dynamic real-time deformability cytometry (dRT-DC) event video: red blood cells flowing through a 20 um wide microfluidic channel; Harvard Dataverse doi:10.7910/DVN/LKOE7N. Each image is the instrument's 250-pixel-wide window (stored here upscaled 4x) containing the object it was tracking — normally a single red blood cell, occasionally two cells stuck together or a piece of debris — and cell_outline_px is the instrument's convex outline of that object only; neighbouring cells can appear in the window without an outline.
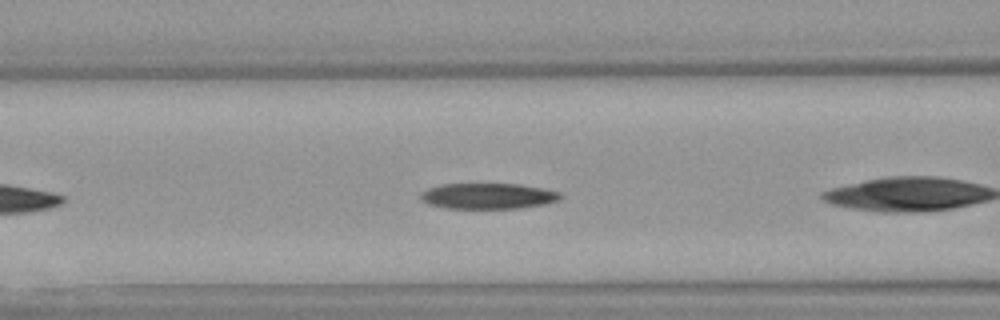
{"species": "Egyptian fruit bat (a non-hibernating species)", "species_latin": "Rousettus aegyptiacus", "temperature_condition": "warm", "stored_images_in_passage": 27, "camera_frame_rate_fps": 3000, "um_per_image_px": 0.085, "animal": {"sex": "female"}, "frame": {"image": 1, "passage_image": 5, "time_ms": 1.333, "image_size_px": [1000, 320], "cell_outline_px": [[564, 196], [560, 200], [544, 204], [520, 208], [448, 208], [428, 204], [420, 200], [420, 192], [428, 188], [440, 184], [520, 184], [544, 188], [560, 192]], "centroid_in_image_um": [41.49, 16.66], "position_along_channel_um": 125.1, "area_um2": 21.15}}
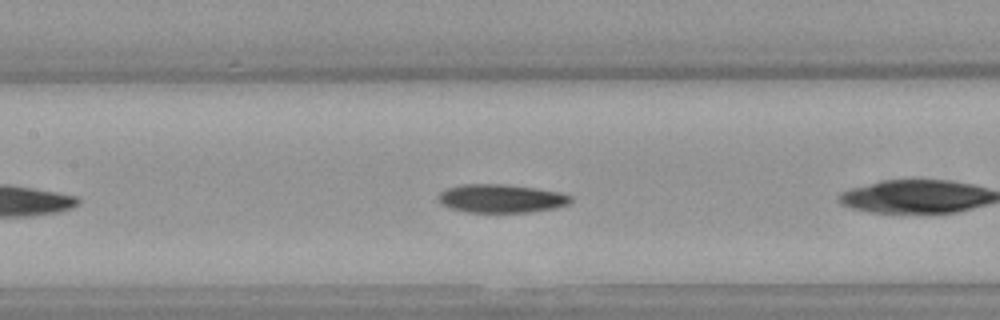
{"frame": {"image": 2, "passage_image": 8, "time_ms": 2.333, "image_size_px": [1000, 320], "cell_outline_px": [[572, 200], [568, 204], [556, 208], [532, 212], [468, 212], [452, 208], [444, 204], [440, 200], [440, 192], [448, 188], [464, 184], [504, 184], [536, 188], [560, 192], [572, 196]], "centroid_in_image_um": [42.68, 16.87], "position_along_channel_um": 164.7, "area_um2": 21.73}, "authors_computed_cell_mechanics": {"area_um2": 21.7328, "velocity_mm_per_s": 3.9636, "shape_relaxation_time_tau1_ms": 5.0989, "shape_relaxation_time_tau2_ms": 7.3316, "deformation_change_tau1": 0.1559, "deformation_change_tau2": 0.15}}